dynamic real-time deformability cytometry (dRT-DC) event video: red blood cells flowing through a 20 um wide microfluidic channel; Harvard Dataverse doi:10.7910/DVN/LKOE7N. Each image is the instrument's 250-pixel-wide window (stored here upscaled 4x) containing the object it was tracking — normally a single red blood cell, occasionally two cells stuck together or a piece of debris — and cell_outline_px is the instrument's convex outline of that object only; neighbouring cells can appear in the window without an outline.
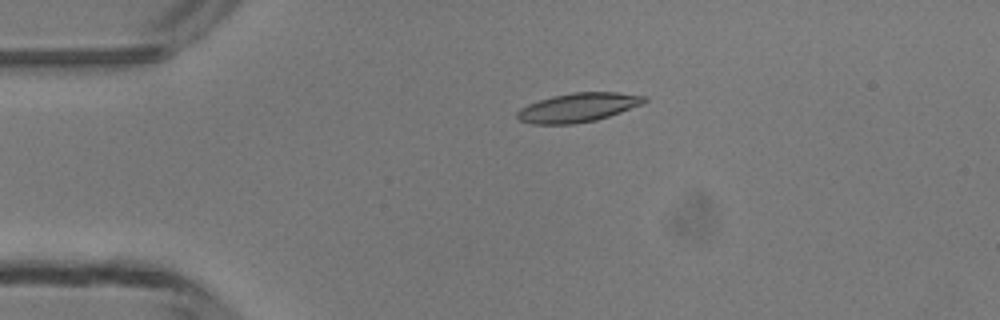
{"species": "common noctule bat (a hibernating species)", "species_latin": "Nyctalus noctula", "temperature_condition": "room temperature", "stored_images_in_passage": 4, "camera_frame_rate_fps": 3000, "um_per_image_px": 0.085, "animal": {"sex": "male", "body_mass_g": 13.3}, "frame": {"image": 1, "passage_image": 3, "time_ms": 2.333, "image_size_px": [1000, 320], "cell_outline_px": [[648, 100], [640, 104], [620, 112], [596, 120], [572, 124], [532, 124], [520, 120], [516, 116], [516, 112], [520, 108], [528, 104], [552, 96], [576, 92], [616, 92], [648, 96]], "centroid_in_image_um": [49.12, 9.13], "position_along_channel_um": 35.9, "area_um2": 21.33}}